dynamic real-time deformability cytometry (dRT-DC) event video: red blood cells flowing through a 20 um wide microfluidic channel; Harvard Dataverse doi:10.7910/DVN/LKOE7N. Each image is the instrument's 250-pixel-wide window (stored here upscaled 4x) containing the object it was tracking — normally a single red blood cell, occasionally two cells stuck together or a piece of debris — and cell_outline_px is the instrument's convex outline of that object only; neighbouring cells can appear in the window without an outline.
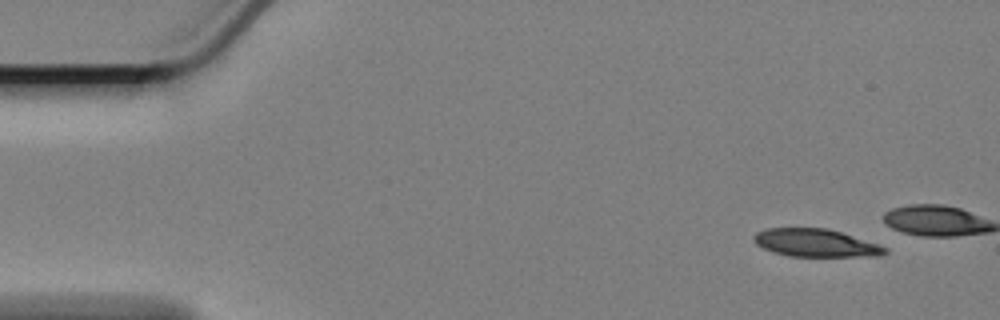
{"species": "Egyptian fruit bat (a non-hibernating species)", "species_latin": "Rousettus aegyptiacus", "temperature_condition": "cold", "stored_images_in_passage": 12, "camera_frame_rate_fps": 3000, "um_per_image_px": 0.085, "animal": {"sex": "female"}, "frame": {"image": 1, "passage_image": 1, "time_ms": 0.0, "image_size_px": [1000, 320], "cell_outline_px": [[888, 252], [880, 256], [788, 256], [772, 252], [756, 244], [752, 240], [752, 236], [756, 232], [768, 228], [828, 228], [888, 248]], "centroid_in_image_um": [69.28, 20.65], "position_along_channel_um": 15.7, "area_um2": 21.15}}